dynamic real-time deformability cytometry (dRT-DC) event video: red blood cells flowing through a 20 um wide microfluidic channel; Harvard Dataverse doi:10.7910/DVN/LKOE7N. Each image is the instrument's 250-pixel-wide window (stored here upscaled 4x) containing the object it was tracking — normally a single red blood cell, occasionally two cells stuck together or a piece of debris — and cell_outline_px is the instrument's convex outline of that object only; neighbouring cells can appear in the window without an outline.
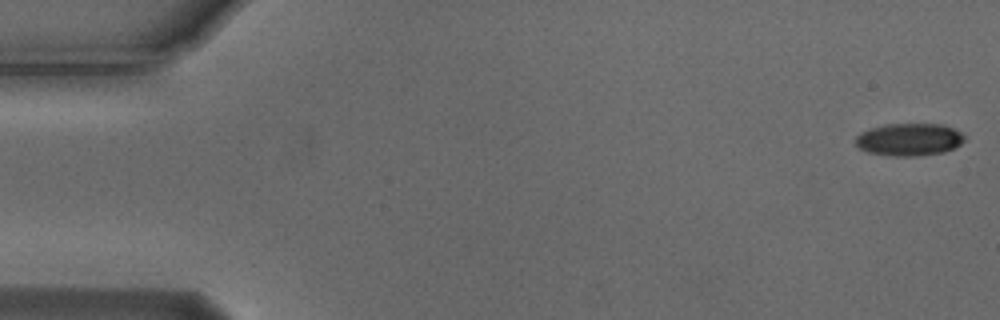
{"species": "Egyptian fruit bat (a non-hibernating species)", "species_latin": "Rousettus aegyptiacus", "temperature_condition": "cold", "stored_images_in_passage": 55, "camera_frame_rate_fps": 3000, "um_per_image_px": 0.085, "animal": {"sex": "male"}, "frame": {"image": 1, "passage_image": 1, "time_ms": 0.0, "image_size_px": [1000, 320], "cell_outline_px": [[964, 140], [960, 144], [944, 152], [912, 156], [896, 156], [868, 152], [860, 148], [856, 144], [856, 136], [860, 132], [872, 128], [888, 124], [944, 124], [960, 132], [964, 136]], "centroid_in_image_um": [77.28, 11.85], "position_along_channel_um": 7.7, "area_um2": 20.35}}
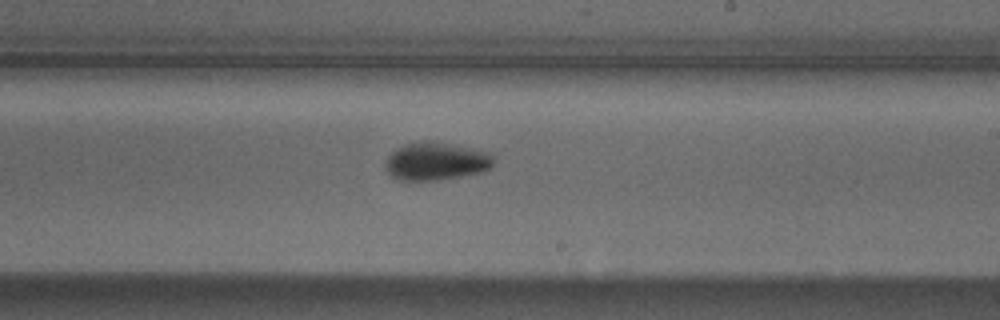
{"frame": {"image": 2, "passage_image": 32, "time_ms": 10.333, "image_size_px": [1000, 320], "cell_outline_px": [[492, 164], [484, 172], [436, 180], [400, 180], [392, 176], [384, 168], [384, 164], [388, 156], [396, 148], [404, 144], [424, 140], [492, 152]], "centroid_in_image_um": [37.03, 13.71], "position_along_channel_um": 252.0, "area_um2": 23.7}}
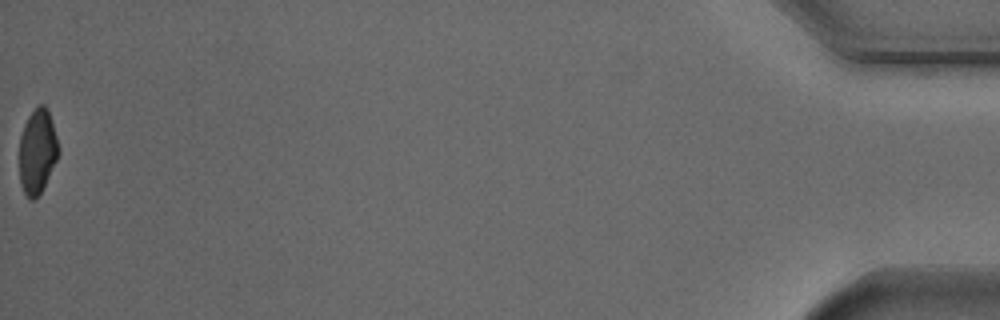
{"frame": {"image": 3, "passage_image": 55, "time_ms": 18.0, "image_size_px": [1000, 320], "cell_outline_px": [[60, 152], [36, 200], [28, 200], [20, 184], [20, 136], [24, 124], [28, 116], [36, 104], [44, 104], [48, 108], [60, 148]], "centroid_in_image_um": [3.17, 12.83], "position_along_channel_um": 432.0, "area_um2": 19.42}, "authors_computed_cell_mechanics": {"area_um2": 21.6172, "velocity_mm_per_s": 3.7259, "shape_relaxation_time_tau1_ms": 2.2229, "shape_relaxation_time_tau2_ms": null, "deformation_change_tau1": 0.1072, "deformation_change_tau2": null}}